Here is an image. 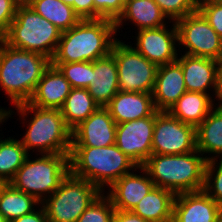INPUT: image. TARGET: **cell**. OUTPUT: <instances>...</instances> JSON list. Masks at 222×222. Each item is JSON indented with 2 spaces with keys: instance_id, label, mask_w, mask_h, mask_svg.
<instances>
[{
  "instance_id": "9a60e30c",
  "label": "cell",
  "mask_w": 222,
  "mask_h": 222,
  "mask_svg": "<svg viewBox=\"0 0 222 222\" xmlns=\"http://www.w3.org/2000/svg\"><path fill=\"white\" fill-rule=\"evenodd\" d=\"M141 172L139 174L134 173ZM134 171V172H133ZM142 173V174H141ZM155 187L147 171L138 166L130 173L123 175L115 181L106 191L115 209L120 211H132L139 201Z\"/></svg>"
},
{
  "instance_id": "6da1fadb",
  "label": "cell",
  "mask_w": 222,
  "mask_h": 222,
  "mask_svg": "<svg viewBox=\"0 0 222 222\" xmlns=\"http://www.w3.org/2000/svg\"><path fill=\"white\" fill-rule=\"evenodd\" d=\"M116 33L114 21L82 19L62 32L51 63L93 62L105 57L117 40Z\"/></svg>"
},
{
  "instance_id": "7402d4cb",
  "label": "cell",
  "mask_w": 222,
  "mask_h": 222,
  "mask_svg": "<svg viewBox=\"0 0 222 222\" xmlns=\"http://www.w3.org/2000/svg\"><path fill=\"white\" fill-rule=\"evenodd\" d=\"M165 20L167 17L154 0H126L122 14L114 23L116 32L121 30L125 21H130L139 31L165 26L168 24Z\"/></svg>"
},
{
  "instance_id": "d4e9b609",
  "label": "cell",
  "mask_w": 222,
  "mask_h": 222,
  "mask_svg": "<svg viewBox=\"0 0 222 222\" xmlns=\"http://www.w3.org/2000/svg\"><path fill=\"white\" fill-rule=\"evenodd\" d=\"M196 145L202 155H210L208 160L222 158L221 108L214 107L202 123L196 127Z\"/></svg>"
},
{
  "instance_id": "e0dca14e",
  "label": "cell",
  "mask_w": 222,
  "mask_h": 222,
  "mask_svg": "<svg viewBox=\"0 0 222 222\" xmlns=\"http://www.w3.org/2000/svg\"><path fill=\"white\" fill-rule=\"evenodd\" d=\"M186 91L182 67L177 61L158 66L152 92L157 111H169Z\"/></svg>"
},
{
  "instance_id": "f1b7e54d",
  "label": "cell",
  "mask_w": 222,
  "mask_h": 222,
  "mask_svg": "<svg viewBox=\"0 0 222 222\" xmlns=\"http://www.w3.org/2000/svg\"><path fill=\"white\" fill-rule=\"evenodd\" d=\"M28 153L21 140L13 137L0 139V178L9 183L25 162Z\"/></svg>"
},
{
  "instance_id": "d590c367",
  "label": "cell",
  "mask_w": 222,
  "mask_h": 222,
  "mask_svg": "<svg viewBox=\"0 0 222 222\" xmlns=\"http://www.w3.org/2000/svg\"><path fill=\"white\" fill-rule=\"evenodd\" d=\"M17 6L12 0H0V39H2L9 27L11 22L15 18Z\"/></svg>"
},
{
  "instance_id": "b9f144b4",
  "label": "cell",
  "mask_w": 222,
  "mask_h": 222,
  "mask_svg": "<svg viewBox=\"0 0 222 222\" xmlns=\"http://www.w3.org/2000/svg\"><path fill=\"white\" fill-rule=\"evenodd\" d=\"M34 0H12V2L17 7H27L30 6L33 3Z\"/></svg>"
},
{
  "instance_id": "603a6c76",
  "label": "cell",
  "mask_w": 222,
  "mask_h": 222,
  "mask_svg": "<svg viewBox=\"0 0 222 222\" xmlns=\"http://www.w3.org/2000/svg\"><path fill=\"white\" fill-rule=\"evenodd\" d=\"M214 107L210 94L186 91L168 112L181 122L197 127Z\"/></svg>"
},
{
  "instance_id": "ee69618b",
  "label": "cell",
  "mask_w": 222,
  "mask_h": 222,
  "mask_svg": "<svg viewBox=\"0 0 222 222\" xmlns=\"http://www.w3.org/2000/svg\"><path fill=\"white\" fill-rule=\"evenodd\" d=\"M214 222H222V210L221 212L217 215L216 219Z\"/></svg>"
},
{
  "instance_id": "52a82bcc",
  "label": "cell",
  "mask_w": 222,
  "mask_h": 222,
  "mask_svg": "<svg viewBox=\"0 0 222 222\" xmlns=\"http://www.w3.org/2000/svg\"><path fill=\"white\" fill-rule=\"evenodd\" d=\"M40 155L31 160L29 154L9 183L42 203L60 186L70 169L69 154Z\"/></svg>"
},
{
  "instance_id": "2e32d148",
  "label": "cell",
  "mask_w": 222,
  "mask_h": 222,
  "mask_svg": "<svg viewBox=\"0 0 222 222\" xmlns=\"http://www.w3.org/2000/svg\"><path fill=\"white\" fill-rule=\"evenodd\" d=\"M222 207L204 191L175 195L172 222H214Z\"/></svg>"
},
{
  "instance_id": "ac0fdd59",
  "label": "cell",
  "mask_w": 222,
  "mask_h": 222,
  "mask_svg": "<svg viewBox=\"0 0 222 222\" xmlns=\"http://www.w3.org/2000/svg\"><path fill=\"white\" fill-rule=\"evenodd\" d=\"M179 54L176 61L182 67L186 90L205 94H211L209 91L213 90L214 97L218 61L184 53Z\"/></svg>"
},
{
  "instance_id": "8992f818",
  "label": "cell",
  "mask_w": 222,
  "mask_h": 222,
  "mask_svg": "<svg viewBox=\"0 0 222 222\" xmlns=\"http://www.w3.org/2000/svg\"><path fill=\"white\" fill-rule=\"evenodd\" d=\"M61 34V30L30 6L17 7L15 18L2 40L13 48L40 53L51 60Z\"/></svg>"
},
{
  "instance_id": "60d3db41",
  "label": "cell",
  "mask_w": 222,
  "mask_h": 222,
  "mask_svg": "<svg viewBox=\"0 0 222 222\" xmlns=\"http://www.w3.org/2000/svg\"><path fill=\"white\" fill-rule=\"evenodd\" d=\"M14 111H12V109L11 110H7V109H5V108H1L0 109V126H1V124H4L3 122L5 121V120H8L9 119V117L11 118V115H13L12 113H13ZM1 139V138H0Z\"/></svg>"
},
{
  "instance_id": "ba28073f",
  "label": "cell",
  "mask_w": 222,
  "mask_h": 222,
  "mask_svg": "<svg viewBox=\"0 0 222 222\" xmlns=\"http://www.w3.org/2000/svg\"><path fill=\"white\" fill-rule=\"evenodd\" d=\"M102 193L96 185L69 172L60 186L41 205L49 222H77Z\"/></svg>"
},
{
  "instance_id": "f6af8a7d",
  "label": "cell",
  "mask_w": 222,
  "mask_h": 222,
  "mask_svg": "<svg viewBox=\"0 0 222 222\" xmlns=\"http://www.w3.org/2000/svg\"><path fill=\"white\" fill-rule=\"evenodd\" d=\"M7 183L0 178V193H1V190L3 189V187L6 185Z\"/></svg>"
},
{
  "instance_id": "836d02e7",
  "label": "cell",
  "mask_w": 222,
  "mask_h": 222,
  "mask_svg": "<svg viewBox=\"0 0 222 222\" xmlns=\"http://www.w3.org/2000/svg\"><path fill=\"white\" fill-rule=\"evenodd\" d=\"M197 10L222 38V2L217 0H198Z\"/></svg>"
},
{
  "instance_id": "8d00e7d4",
  "label": "cell",
  "mask_w": 222,
  "mask_h": 222,
  "mask_svg": "<svg viewBox=\"0 0 222 222\" xmlns=\"http://www.w3.org/2000/svg\"><path fill=\"white\" fill-rule=\"evenodd\" d=\"M74 12L80 19H94V1L93 0H74Z\"/></svg>"
},
{
  "instance_id": "bcb514c9",
  "label": "cell",
  "mask_w": 222,
  "mask_h": 222,
  "mask_svg": "<svg viewBox=\"0 0 222 222\" xmlns=\"http://www.w3.org/2000/svg\"><path fill=\"white\" fill-rule=\"evenodd\" d=\"M0 222H8L1 213H0Z\"/></svg>"
},
{
  "instance_id": "9c48e42d",
  "label": "cell",
  "mask_w": 222,
  "mask_h": 222,
  "mask_svg": "<svg viewBox=\"0 0 222 222\" xmlns=\"http://www.w3.org/2000/svg\"><path fill=\"white\" fill-rule=\"evenodd\" d=\"M111 54L116 60L120 91L153 92L158 69L156 64L119 38L113 44Z\"/></svg>"
},
{
  "instance_id": "d6a6232c",
  "label": "cell",
  "mask_w": 222,
  "mask_h": 222,
  "mask_svg": "<svg viewBox=\"0 0 222 222\" xmlns=\"http://www.w3.org/2000/svg\"><path fill=\"white\" fill-rule=\"evenodd\" d=\"M171 23L197 11L198 0H154Z\"/></svg>"
},
{
  "instance_id": "484cf974",
  "label": "cell",
  "mask_w": 222,
  "mask_h": 222,
  "mask_svg": "<svg viewBox=\"0 0 222 222\" xmlns=\"http://www.w3.org/2000/svg\"><path fill=\"white\" fill-rule=\"evenodd\" d=\"M99 108L86 88H72L60 109L66 125L73 130Z\"/></svg>"
},
{
  "instance_id": "30bf717a",
  "label": "cell",
  "mask_w": 222,
  "mask_h": 222,
  "mask_svg": "<svg viewBox=\"0 0 222 222\" xmlns=\"http://www.w3.org/2000/svg\"><path fill=\"white\" fill-rule=\"evenodd\" d=\"M175 24L178 45L186 49L184 54L217 61L222 59V38L198 10L177 20Z\"/></svg>"
},
{
  "instance_id": "7a4b0ae2",
  "label": "cell",
  "mask_w": 222,
  "mask_h": 222,
  "mask_svg": "<svg viewBox=\"0 0 222 222\" xmlns=\"http://www.w3.org/2000/svg\"><path fill=\"white\" fill-rule=\"evenodd\" d=\"M50 64L46 56L13 48L0 39V87L14 106L31 99Z\"/></svg>"
},
{
  "instance_id": "ffe728a7",
  "label": "cell",
  "mask_w": 222,
  "mask_h": 222,
  "mask_svg": "<svg viewBox=\"0 0 222 222\" xmlns=\"http://www.w3.org/2000/svg\"><path fill=\"white\" fill-rule=\"evenodd\" d=\"M71 89L61 72L50 64L28 103L39 108L61 109Z\"/></svg>"
},
{
  "instance_id": "5bb4252c",
  "label": "cell",
  "mask_w": 222,
  "mask_h": 222,
  "mask_svg": "<svg viewBox=\"0 0 222 222\" xmlns=\"http://www.w3.org/2000/svg\"><path fill=\"white\" fill-rule=\"evenodd\" d=\"M116 123L106 107H99L72 130L71 147H107L115 144Z\"/></svg>"
},
{
  "instance_id": "74e56055",
  "label": "cell",
  "mask_w": 222,
  "mask_h": 222,
  "mask_svg": "<svg viewBox=\"0 0 222 222\" xmlns=\"http://www.w3.org/2000/svg\"><path fill=\"white\" fill-rule=\"evenodd\" d=\"M12 222H49V221L43 206L40 205L39 209H36L29 214L23 215Z\"/></svg>"
},
{
  "instance_id": "7bdbcfd3",
  "label": "cell",
  "mask_w": 222,
  "mask_h": 222,
  "mask_svg": "<svg viewBox=\"0 0 222 222\" xmlns=\"http://www.w3.org/2000/svg\"><path fill=\"white\" fill-rule=\"evenodd\" d=\"M63 3L73 7L74 0H61Z\"/></svg>"
},
{
  "instance_id": "f546056e",
  "label": "cell",
  "mask_w": 222,
  "mask_h": 222,
  "mask_svg": "<svg viewBox=\"0 0 222 222\" xmlns=\"http://www.w3.org/2000/svg\"><path fill=\"white\" fill-rule=\"evenodd\" d=\"M72 88H88L91 81V62L51 63Z\"/></svg>"
},
{
  "instance_id": "3957f363",
  "label": "cell",
  "mask_w": 222,
  "mask_h": 222,
  "mask_svg": "<svg viewBox=\"0 0 222 222\" xmlns=\"http://www.w3.org/2000/svg\"><path fill=\"white\" fill-rule=\"evenodd\" d=\"M13 107L24 121L22 124L27 125L20 140L28 153L36 149L39 152L36 155L70 154L72 130L66 125L60 109L39 108L28 102ZM29 113L30 120L26 121Z\"/></svg>"
},
{
  "instance_id": "4fadbf2b",
  "label": "cell",
  "mask_w": 222,
  "mask_h": 222,
  "mask_svg": "<svg viewBox=\"0 0 222 222\" xmlns=\"http://www.w3.org/2000/svg\"><path fill=\"white\" fill-rule=\"evenodd\" d=\"M172 24L170 29L168 25H165L159 28L137 31L136 42L134 43L136 45L133 48L157 66L175 62L180 47L178 45L176 24L175 22H172Z\"/></svg>"
},
{
  "instance_id": "5b68a950",
  "label": "cell",
  "mask_w": 222,
  "mask_h": 222,
  "mask_svg": "<svg viewBox=\"0 0 222 222\" xmlns=\"http://www.w3.org/2000/svg\"><path fill=\"white\" fill-rule=\"evenodd\" d=\"M138 165L116 144L107 147H71L70 173L96 185L102 192Z\"/></svg>"
},
{
  "instance_id": "7c38bea8",
  "label": "cell",
  "mask_w": 222,
  "mask_h": 222,
  "mask_svg": "<svg viewBox=\"0 0 222 222\" xmlns=\"http://www.w3.org/2000/svg\"><path fill=\"white\" fill-rule=\"evenodd\" d=\"M155 112L148 117L116 124L115 144L138 166L152 155Z\"/></svg>"
},
{
  "instance_id": "4dcf8cb0",
  "label": "cell",
  "mask_w": 222,
  "mask_h": 222,
  "mask_svg": "<svg viewBox=\"0 0 222 222\" xmlns=\"http://www.w3.org/2000/svg\"><path fill=\"white\" fill-rule=\"evenodd\" d=\"M114 212L110 198L103 192L82 213L77 222H112Z\"/></svg>"
},
{
  "instance_id": "44dd1931",
  "label": "cell",
  "mask_w": 222,
  "mask_h": 222,
  "mask_svg": "<svg viewBox=\"0 0 222 222\" xmlns=\"http://www.w3.org/2000/svg\"><path fill=\"white\" fill-rule=\"evenodd\" d=\"M116 124L151 116L155 111L152 93L120 91L106 106Z\"/></svg>"
},
{
  "instance_id": "cb8c5ba5",
  "label": "cell",
  "mask_w": 222,
  "mask_h": 222,
  "mask_svg": "<svg viewBox=\"0 0 222 222\" xmlns=\"http://www.w3.org/2000/svg\"><path fill=\"white\" fill-rule=\"evenodd\" d=\"M175 194L161 187H154L132 212L149 222H172Z\"/></svg>"
},
{
  "instance_id": "e575fe53",
  "label": "cell",
  "mask_w": 222,
  "mask_h": 222,
  "mask_svg": "<svg viewBox=\"0 0 222 222\" xmlns=\"http://www.w3.org/2000/svg\"><path fill=\"white\" fill-rule=\"evenodd\" d=\"M94 19L116 21L122 14L126 0H93Z\"/></svg>"
},
{
  "instance_id": "f35d334b",
  "label": "cell",
  "mask_w": 222,
  "mask_h": 222,
  "mask_svg": "<svg viewBox=\"0 0 222 222\" xmlns=\"http://www.w3.org/2000/svg\"><path fill=\"white\" fill-rule=\"evenodd\" d=\"M112 222H149L132 211H120L115 209Z\"/></svg>"
},
{
  "instance_id": "277c9868",
  "label": "cell",
  "mask_w": 222,
  "mask_h": 222,
  "mask_svg": "<svg viewBox=\"0 0 222 222\" xmlns=\"http://www.w3.org/2000/svg\"><path fill=\"white\" fill-rule=\"evenodd\" d=\"M208 156L198 150L181 155L152 154L142 167L155 187L172 191L175 195L204 189Z\"/></svg>"
},
{
  "instance_id": "8fae6325",
  "label": "cell",
  "mask_w": 222,
  "mask_h": 222,
  "mask_svg": "<svg viewBox=\"0 0 222 222\" xmlns=\"http://www.w3.org/2000/svg\"><path fill=\"white\" fill-rule=\"evenodd\" d=\"M197 150L196 127L168 111H155L152 154L181 155Z\"/></svg>"
},
{
  "instance_id": "83f0119b",
  "label": "cell",
  "mask_w": 222,
  "mask_h": 222,
  "mask_svg": "<svg viewBox=\"0 0 222 222\" xmlns=\"http://www.w3.org/2000/svg\"><path fill=\"white\" fill-rule=\"evenodd\" d=\"M30 7L62 32L69 30L81 20L73 7L61 0H34Z\"/></svg>"
},
{
  "instance_id": "d6986e66",
  "label": "cell",
  "mask_w": 222,
  "mask_h": 222,
  "mask_svg": "<svg viewBox=\"0 0 222 222\" xmlns=\"http://www.w3.org/2000/svg\"><path fill=\"white\" fill-rule=\"evenodd\" d=\"M87 89L99 107H106L119 92L116 60L111 53L91 62V81Z\"/></svg>"
},
{
  "instance_id": "1f68e13d",
  "label": "cell",
  "mask_w": 222,
  "mask_h": 222,
  "mask_svg": "<svg viewBox=\"0 0 222 222\" xmlns=\"http://www.w3.org/2000/svg\"><path fill=\"white\" fill-rule=\"evenodd\" d=\"M203 190L222 207V158L207 161Z\"/></svg>"
},
{
  "instance_id": "ab89813d",
  "label": "cell",
  "mask_w": 222,
  "mask_h": 222,
  "mask_svg": "<svg viewBox=\"0 0 222 222\" xmlns=\"http://www.w3.org/2000/svg\"><path fill=\"white\" fill-rule=\"evenodd\" d=\"M214 101H218L214 106L222 109V59L217 64V75H216V90H215ZM216 99V100H215Z\"/></svg>"
},
{
  "instance_id": "4316f807",
  "label": "cell",
  "mask_w": 222,
  "mask_h": 222,
  "mask_svg": "<svg viewBox=\"0 0 222 222\" xmlns=\"http://www.w3.org/2000/svg\"><path fill=\"white\" fill-rule=\"evenodd\" d=\"M40 205L35 197L14 188L10 183L1 190L0 213L8 222L33 212Z\"/></svg>"
}]
</instances>
